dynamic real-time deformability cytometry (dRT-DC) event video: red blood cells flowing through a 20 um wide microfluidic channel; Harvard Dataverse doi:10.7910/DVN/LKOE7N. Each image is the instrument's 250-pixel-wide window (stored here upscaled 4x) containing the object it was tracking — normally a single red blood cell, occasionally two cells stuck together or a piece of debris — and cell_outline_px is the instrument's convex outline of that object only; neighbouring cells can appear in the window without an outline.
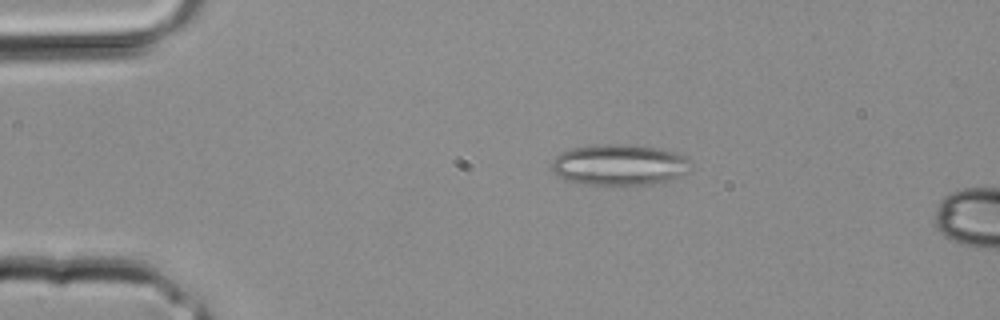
{"species": "common noctule bat (a hibernating species)", "species_latin": "Nyctalus noctula", "temperature_condition": "room temperature", "stored_images_in_passage": 3, "camera_frame_rate_fps": 3000, "um_per_image_px": 0.085, "animal": {"sex": "male", "body_mass_g": 20.4}, "frame": {"image": 1, "passage_image": 2, "time_ms": 0.333, "image_size_px": [1000, 320], "cell_outline_px": [[688, 172], [672, 180], [652, 184], [612, 188], [584, 184], [564, 180], [552, 172], [552, 160], [560, 152], [572, 148], [600, 144], [628, 144], [660, 148], [676, 152], [688, 156]], "centroid_in_image_um": [52.63, 14.05], "position_along_channel_um": 32.4, "area_um2": 34.45}}